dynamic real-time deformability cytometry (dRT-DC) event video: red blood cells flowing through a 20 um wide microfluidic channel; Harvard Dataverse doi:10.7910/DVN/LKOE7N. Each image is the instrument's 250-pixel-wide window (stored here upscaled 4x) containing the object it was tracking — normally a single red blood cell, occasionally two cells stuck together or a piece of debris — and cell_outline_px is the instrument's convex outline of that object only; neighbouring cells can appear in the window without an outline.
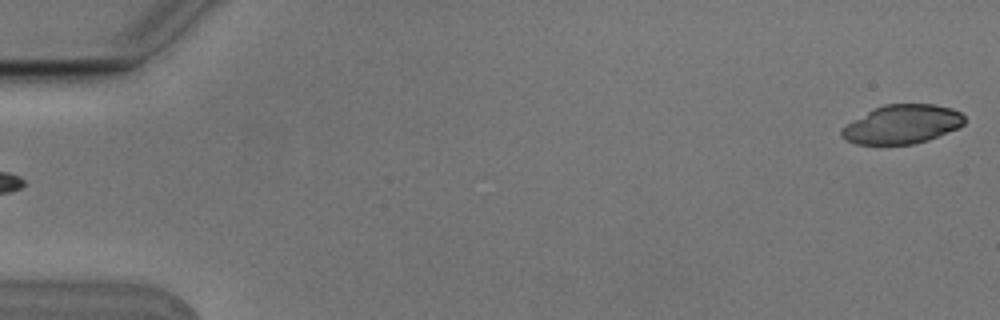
{"species": "Egyptian fruit bat (a non-hibernating species)", "species_latin": "Rousettus aegyptiacus", "temperature_condition": "cold", "stored_images_in_passage": 3, "segment_of_instrument_passage": [2, 2], "camera_frame_rate_fps": 3000, "um_per_image_px": 0.085, "animal": {"sex": "male"}, "frame": {"image": 1, "passage_image": 3, "time_ms": 0.667, "image_size_px": [1000, 320], "cell_outline_px": [[964, 124], [956, 128], [928, 140], [912, 144], [856, 144], [840, 136], [840, 128], [872, 108], [884, 104], [936, 104], [952, 108], [960, 112], [964, 116]], "centroid_in_image_um": [76.65, 10.55], "position_along_channel_um": 8.3, "area_um2": 27.8}}